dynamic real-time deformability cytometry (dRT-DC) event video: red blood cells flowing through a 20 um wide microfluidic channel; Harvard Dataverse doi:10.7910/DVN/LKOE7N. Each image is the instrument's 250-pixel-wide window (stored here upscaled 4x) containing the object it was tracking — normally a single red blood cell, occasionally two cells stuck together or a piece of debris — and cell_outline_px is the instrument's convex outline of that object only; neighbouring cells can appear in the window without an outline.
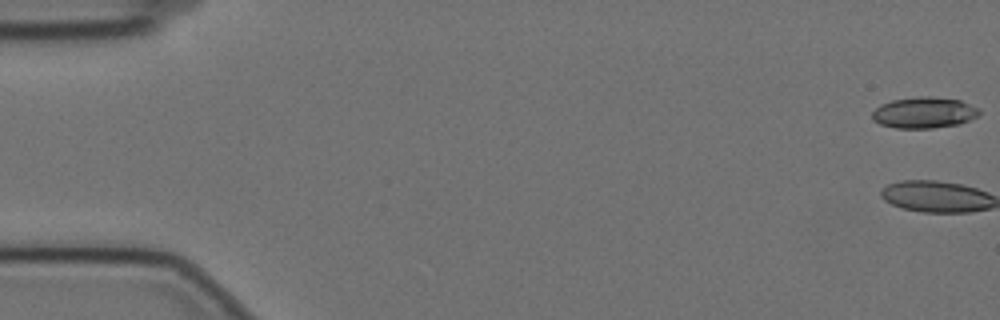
{"species": "Egyptian fruit bat (a non-hibernating species)", "species_latin": "Rousettus aegyptiacus", "temperature_condition": "cold", "stored_images_in_passage": 11, "camera_frame_rate_fps": 3000, "um_per_image_px": 0.085, "animal": {"sex": "female"}, "frame": {"image": 1, "passage_image": 1, "time_ms": 0.0, "image_size_px": [1000, 320], "cell_outline_px": [[980, 112], [976, 116], [960, 124], [932, 128], [896, 128], [880, 124], [872, 120], [872, 112], [880, 104], [892, 100], [924, 96], [928, 96], [960, 100], [980, 108]], "centroid_in_image_um": [78.53, 9.57], "position_along_channel_um": 6.5, "area_um2": 19.36}}